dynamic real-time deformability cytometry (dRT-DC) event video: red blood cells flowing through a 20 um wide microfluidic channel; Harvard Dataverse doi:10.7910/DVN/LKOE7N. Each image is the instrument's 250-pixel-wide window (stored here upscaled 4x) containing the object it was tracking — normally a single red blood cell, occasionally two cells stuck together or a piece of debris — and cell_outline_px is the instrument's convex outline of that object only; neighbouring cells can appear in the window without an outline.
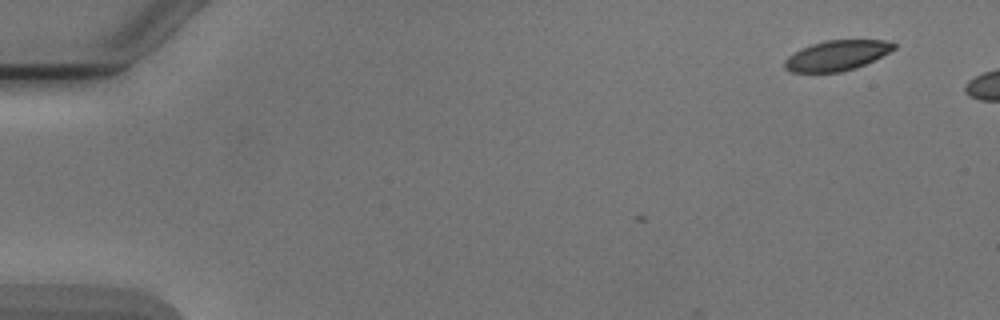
{"species": "Egyptian fruit bat (a non-hibernating species)", "species_latin": "Rousettus aegyptiacus", "temperature_condition": "cold", "stored_images_in_passage": 5, "camera_frame_rate_fps": 3000, "um_per_image_px": 0.085, "animal": {"sex": "male"}, "frame": {"image": 1, "passage_image": 1, "time_ms": 0.0, "image_size_px": [1000, 320], "cell_outline_px": [[896, 48], [856, 68], [840, 72], [792, 72], [784, 68], [784, 60], [788, 56], [812, 44], [824, 40], [884, 40], [896, 44]], "centroid_in_image_um": [71.11, 4.72], "position_along_channel_um": 13.9, "area_um2": 18.9}}